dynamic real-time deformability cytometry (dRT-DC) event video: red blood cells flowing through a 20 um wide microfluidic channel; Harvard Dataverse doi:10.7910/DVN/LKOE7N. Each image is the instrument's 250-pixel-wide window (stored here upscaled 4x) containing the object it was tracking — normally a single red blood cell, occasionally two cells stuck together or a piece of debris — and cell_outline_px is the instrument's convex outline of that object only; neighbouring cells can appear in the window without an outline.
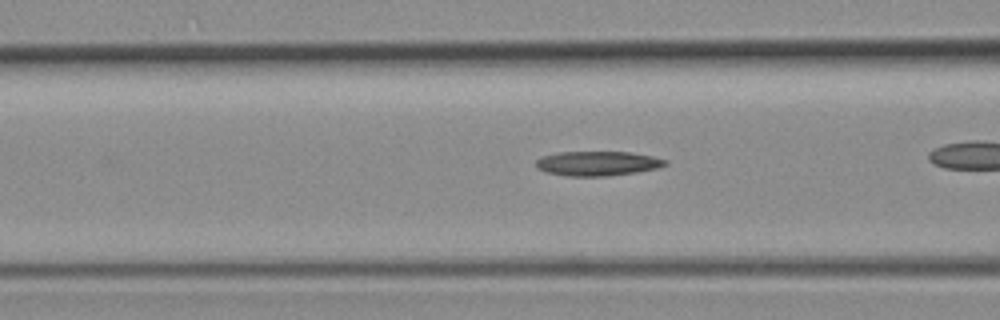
{"species": "common noctule bat (a hibernating species)", "species_latin": "Nyctalus noctula", "temperature_condition": "room temperature", "stored_images_in_passage": 29, "camera_frame_rate_fps": 3000, "um_per_image_px": 0.085, "animal": {"sex": "female", "body_mass_g": 19.3, "forearm_length_mm": 54.1}, "frame": {"image": 1, "passage_image": 9, "time_ms": 2.667, "image_size_px": [1000, 320], "cell_outline_px": [[668, 164], [660, 168], [636, 172], [608, 176], [568, 176], [544, 172], [536, 168], [536, 160], [540, 156], [556, 152], [628, 152], [652, 156], [668, 160]], "centroid_in_image_um": [50.77, 13.89], "position_along_channel_um": 115.8, "area_um2": 18.73}}
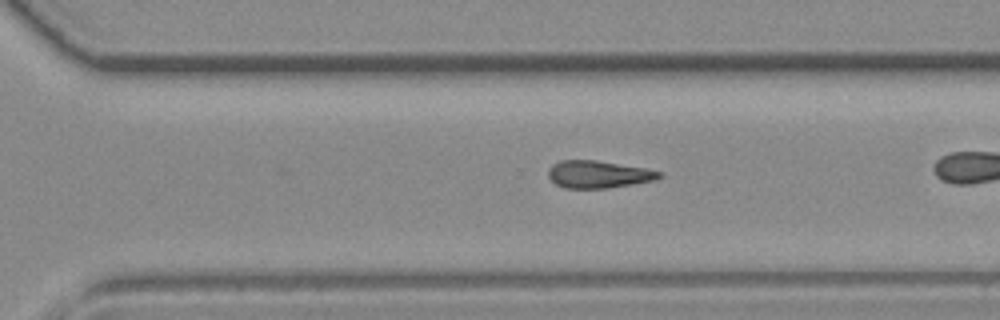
{"frame": {"image": 2, "passage_image": 24, "time_ms": 7.667, "image_size_px": [1000, 320], "cell_outline_px": [[664, 176], [656, 180], [608, 188], [564, 188], [556, 184], [548, 176], [548, 168], [552, 164], [560, 160], [596, 160], [644, 168], [664, 172]], "centroid_in_image_um": [50.88, 14.81], "position_along_channel_um": 319.7, "area_um2": 17.8}}